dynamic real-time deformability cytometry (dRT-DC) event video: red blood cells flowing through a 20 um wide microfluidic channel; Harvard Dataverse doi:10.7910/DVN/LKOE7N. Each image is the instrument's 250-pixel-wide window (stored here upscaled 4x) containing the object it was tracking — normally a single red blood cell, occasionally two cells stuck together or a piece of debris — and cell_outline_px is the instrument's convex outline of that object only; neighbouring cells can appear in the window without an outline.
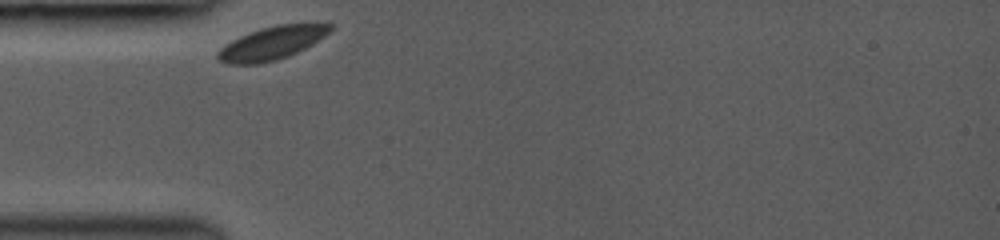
{"species": "common noctule bat (a hibernating species)", "species_latin": "Nyctalus noctula", "temperature_condition": "room temperature", "stored_images_in_passage": 12, "camera_frame_rate_fps": 3000, "um_per_image_px": 0.085, "animal": {"sex": "female", "body_mass_g": 19.0, "forearm_length_mm": 53.3}, "frame": {"image": 1, "passage_image": 1, "time_ms": 0.0, "image_size_px": [1000, 240], "cell_outline_px": [[332, 28], [324, 36], [312, 44], [288, 56], [276, 60], [256, 64], [228, 64], [220, 60], [216, 56], [216, 52], [224, 44], [248, 32], [260, 28], [276, 24], [332, 24]], "centroid_in_image_um": [23.04, 3.67], "position_along_channel_um": 62.0, "area_um2": 21.5}}
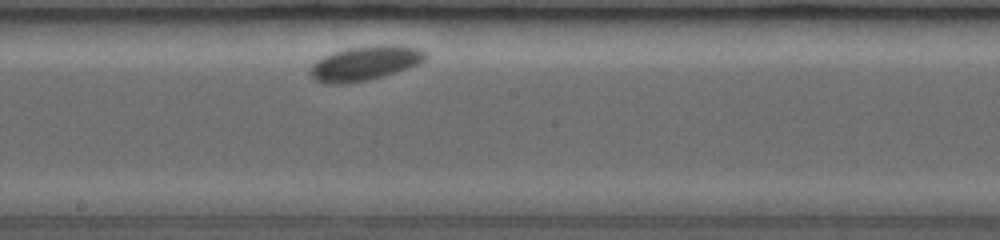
{"frame": {"image": 2, "passage_image": 7, "time_ms": 4.333, "image_size_px": [1000, 240], "cell_outline_px": [[428, 56], [420, 64], [384, 76], [368, 80], [344, 84], [324, 84], [316, 80], [308, 72], [312, 64], [316, 60], [332, 52], [348, 48], [372, 44], [400, 44], [420, 48], [428, 52]], "centroid_in_image_um": [31.06, 5.35], "position_along_channel_um": 217.1, "area_um2": 23.76}}
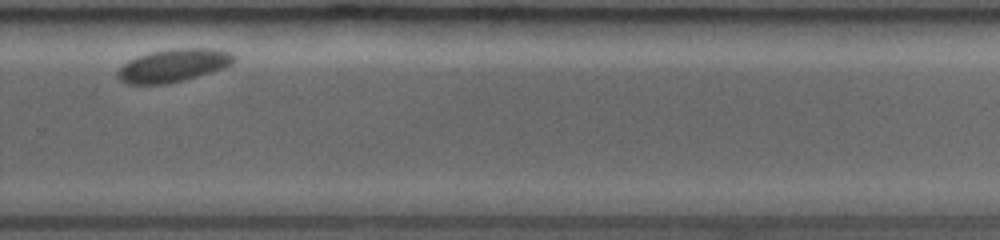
{"frame": {"image": 3, "passage_image": 11, "time_ms": 7.0, "image_size_px": [1000, 240], "cell_outline_px": [[236, 60], [232, 64], [224, 68], [184, 80], [168, 84], [124, 84], [116, 76], [116, 72], [128, 60], [152, 52], [176, 48], [212, 48], [232, 52], [236, 56]], "centroid_in_image_um": [14.76, 5.57], "position_along_channel_um": 315.0, "area_um2": 22.43}}